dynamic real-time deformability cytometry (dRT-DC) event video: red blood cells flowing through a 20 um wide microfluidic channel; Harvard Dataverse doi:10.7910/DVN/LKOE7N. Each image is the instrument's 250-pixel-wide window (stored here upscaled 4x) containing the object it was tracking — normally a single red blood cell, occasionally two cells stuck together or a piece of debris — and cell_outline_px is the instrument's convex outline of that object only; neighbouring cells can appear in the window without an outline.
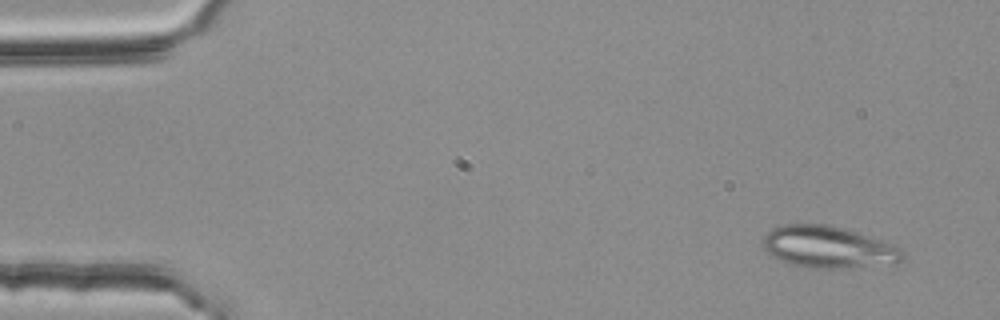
{"species": "common noctule bat (a hibernating species)", "species_latin": "Nyctalus noctula", "temperature_condition": "room temperature", "stored_images_in_passage": 3, "camera_frame_rate_fps": 3000, "um_per_image_px": 0.085, "animal": {"sex": "female", "body_mass_g": 25.1}, "frame": {"image": 1, "passage_image": 1, "time_ms": 0.0, "image_size_px": [1000, 320], "cell_outline_px": [[904, 260], [896, 264], [836, 268], [816, 268], [796, 264], [784, 260], [768, 252], [760, 244], [760, 240], [772, 228], [784, 224], [828, 224], [884, 240], [900, 248], [904, 252]], "centroid_in_image_um": [70.45, 20.99], "position_along_channel_um": 14.5, "area_um2": 33.87}}